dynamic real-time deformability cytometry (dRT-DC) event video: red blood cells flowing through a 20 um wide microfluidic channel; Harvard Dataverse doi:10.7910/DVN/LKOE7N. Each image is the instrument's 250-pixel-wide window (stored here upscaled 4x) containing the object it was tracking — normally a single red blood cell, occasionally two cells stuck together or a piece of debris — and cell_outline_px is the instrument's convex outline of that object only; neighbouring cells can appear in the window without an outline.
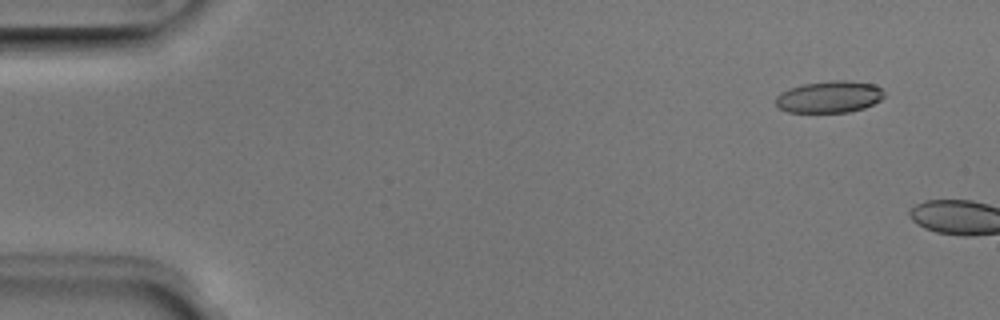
{"species": "Egyptian fruit bat (a non-hibernating species)", "species_latin": "Rousettus aegyptiacus", "temperature_condition": "room temperature", "stored_images_in_passage": 6, "camera_frame_rate_fps": 3000, "um_per_image_px": 0.085, "animal": {"sex": "male"}, "frame": {"image": 1, "passage_image": 4, "time_ms": 1.0, "image_size_px": [1000, 320], "cell_outline_px": [[884, 96], [880, 100], [864, 108], [848, 112], [788, 112], [780, 108], [776, 104], [776, 96], [780, 92], [788, 88], [800, 84], [832, 80], [844, 80], [872, 84], [880, 88], [884, 92]], "centroid_in_image_um": [70.46, 8.22], "position_along_channel_um": 14.5, "area_um2": 20.11}}